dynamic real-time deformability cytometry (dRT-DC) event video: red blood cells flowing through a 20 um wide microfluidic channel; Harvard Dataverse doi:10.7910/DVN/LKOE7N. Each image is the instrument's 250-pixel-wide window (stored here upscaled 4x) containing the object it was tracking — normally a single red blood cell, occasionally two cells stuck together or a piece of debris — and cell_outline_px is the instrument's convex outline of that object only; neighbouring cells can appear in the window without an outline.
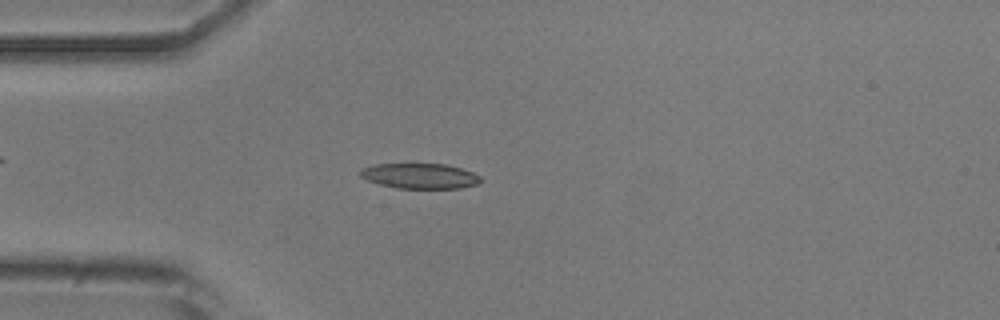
{"species": "common noctule bat (a hibernating species)", "species_latin": "Nyctalus noctula", "temperature_condition": "room temperature", "stored_images_in_passage": 5, "camera_frame_rate_fps": 3000, "um_per_image_px": 0.085, "animal": {"sex": "male", "body_mass_g": 20.5, "forearm_length_mm": 52.5}, "frame": {"image": 1, "passage_image": 4, "time_ms": 1.0, "image_size_px": [1000, 320], "cell_outline_px": [[480, 180], [476, 184], [460, 188], [396, 188], [380, 184], [368, 180], [360, 176], [360, 168], [376, 164], [444, 164], [460, 168], [472, 172], [480, 176]], "centroid_in_image_um": [35.66, 14.95], "position_along_channel_um": 49.3, "area_um2": 17.51}}